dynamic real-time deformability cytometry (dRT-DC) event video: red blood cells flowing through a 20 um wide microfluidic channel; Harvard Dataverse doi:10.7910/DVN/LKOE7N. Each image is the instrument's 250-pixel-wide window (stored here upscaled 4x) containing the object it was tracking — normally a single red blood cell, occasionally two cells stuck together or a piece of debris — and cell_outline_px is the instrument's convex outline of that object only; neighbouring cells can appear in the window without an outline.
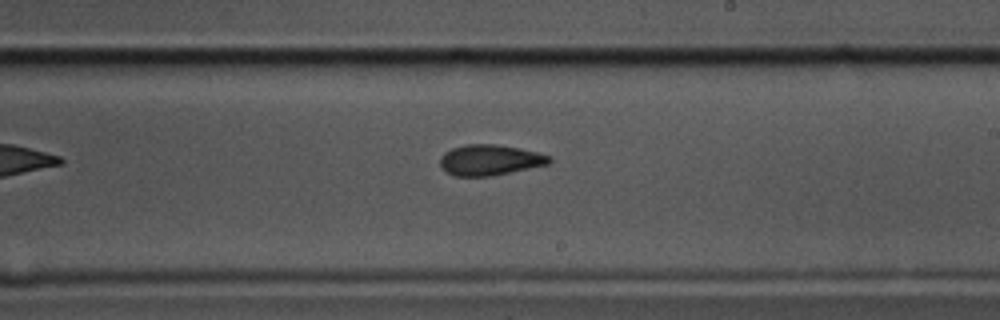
{"species": "common noctule bat (a hibernating species)", "species_latin": "Nyctalus noctula", "temperature_condition": "cold", "stored_images_in_passage": 40, "camera_frame_rate_fps": 3000, "um_per_image_px": 0.085, "animal": {"sex": "male", "body_mass_g": 17.5, "forearm_length_mm": 52.3}, "frame": {"image": 1, "passage_image": 16, "time_ms": 5.0, "image_size_px": [1000, 320], "cell_outline_px": [[552, 160], [548, 164], [492, 176], [452, 176], [440, 164], [440, 156], [444, 152], [452, 148], [468, 144], [496, 144], [536, 152], [552, 156]], "centroid_in_image_um": [41.63, 13.6], "position_along_channel_um": 247.4, "area_um2": 19.36}}
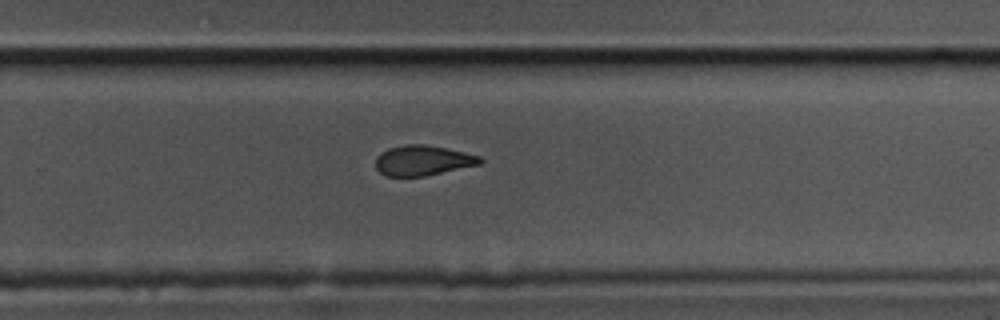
{"frame": {"image": 2, "passage_image": 20, "time_ms": 6.333, "image_size_px": [1000, 320], "cell_outline_px": [[484, 160], [480, 164], [424, 176], [384, 176], [376, 168], [376, 156], [380, 152], [388, 148], [404, 144], [424, 144], [464, 152], [480, 156]], "centroid_in_image_um": [35.9, 13.63], "position_along_channel_um": 293.9, "area_um2": 18.32}}
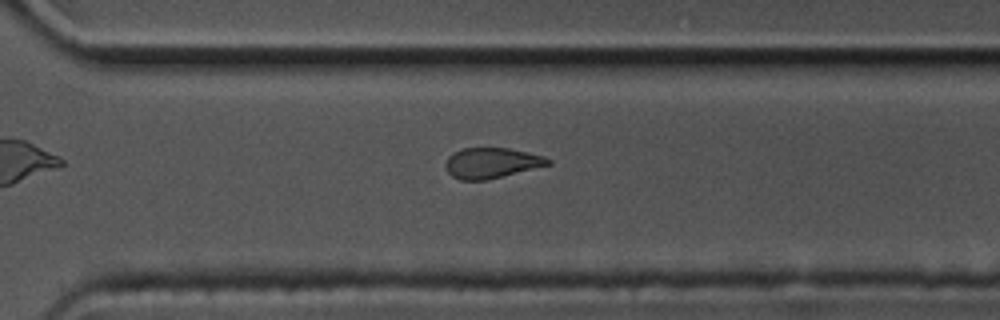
{"frame": {"image": 3, "passage_image": 23, "time_ms": 7.333, "image_size_px": [1000, 320], "cell_outline_px": [[552, 164], [484, 180], [460, 180], [452, 176], [448, 172], [444, 164], [448, 156], [452, 152], [464, 148], [508, 148], [544, 156], [552, 160]], "centroid_in_image_um": [41.76, 13.84], "position_along_channel_um": 328.8, "area_um2": 18.09}}